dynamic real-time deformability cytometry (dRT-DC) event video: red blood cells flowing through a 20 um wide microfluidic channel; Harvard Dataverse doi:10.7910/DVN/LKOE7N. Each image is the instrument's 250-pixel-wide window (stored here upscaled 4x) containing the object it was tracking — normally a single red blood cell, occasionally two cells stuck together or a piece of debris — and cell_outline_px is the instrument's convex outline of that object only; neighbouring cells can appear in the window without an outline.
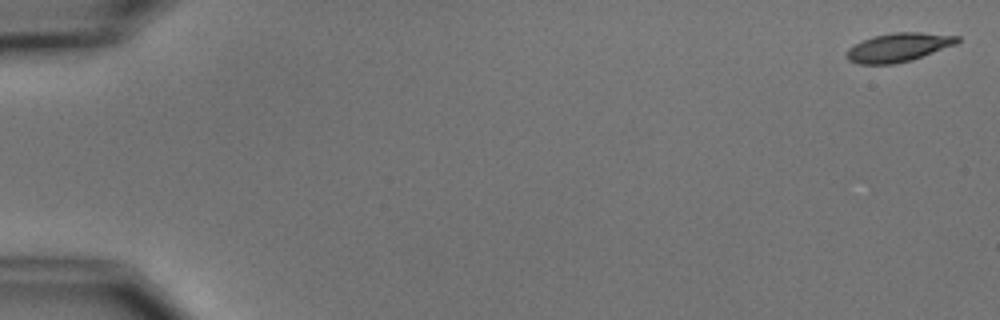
{"species": "common noctule bat (a hibernating species)", "species_latin": "Nyctalus noctula", "temperature_condition": "cold", "stored_images_in_passage": 9, "camera_frame_rate_fps": 3000, "um_per_image_px": 0.085, "animal": {"sex": "male", "body_mass_g": 15.6}, "frame": {"image": 1, "passage_image": 1, "time_ms": 0.0, "image_size_px": [1000, 320], "cell_outline_px": [[960, 40], [956, 44], [912, 60], [896, 64], [856, 64], [848, 60], [844, 56], [848, 48], [872, 36], [892, 32], [920, 32], [960, 36]], "centroid_in_image_um": [76.34, 4.03], "position_along_channel_um": 8.7, "area_um2": 18.67}}
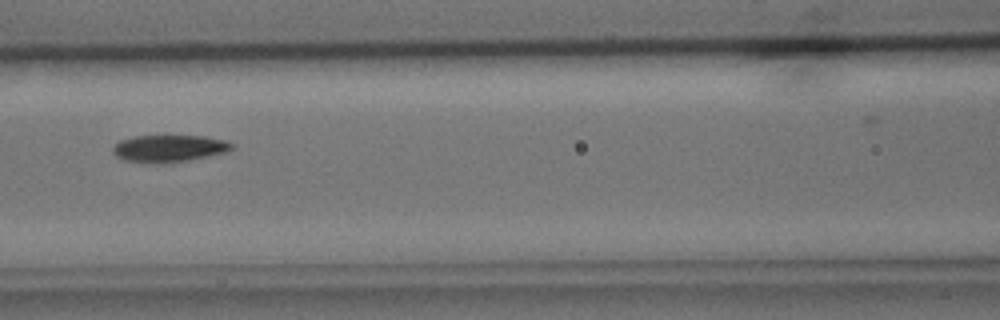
{"frame": {"image": 2, "passage_image": 7, "time_ms": 8.0, "image_size_px": [1000, 320], "cell_outline_px": [[232, 148], [228, 152], [188, 160], [164, 164], [152, 164], [124, 160], [116, 156], [112, 152], [112, 148], [120, 140], [132, 136], [204, 136], [228, 140], [232, 144]], "centroid_in_image_um": [14.36, 12.62], "position_along_channel_um": 152.2, "area_um2": 19.02}}
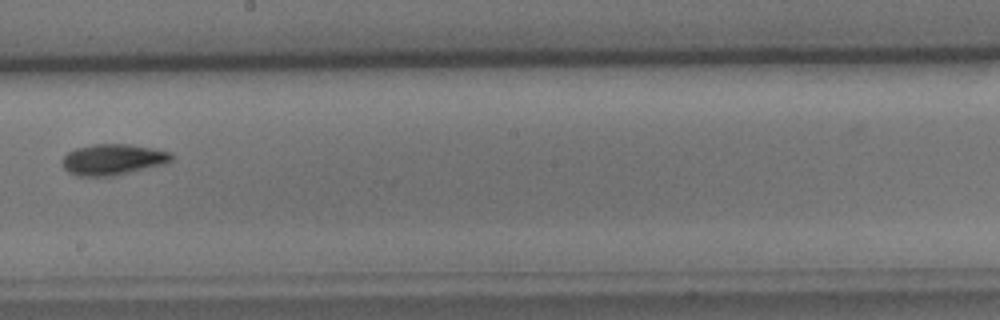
{"frame": {"image": 3, "passage_image": 9, "time_ms": 10.333, "image_size_px": [1000, 320], "cell_outline_px": [[176, 156], [168, 164], [116, 176], [80, 176], [68, 172], [64, 168], [60, 160], [68, 152], [76, 148], [92, 144], [128, 144], [152, 148], [172, 152]], "centroid_in_image_um": [9.65, 13.56], "position_along_channel_um": 238.5, "area_um2": 20.17}}